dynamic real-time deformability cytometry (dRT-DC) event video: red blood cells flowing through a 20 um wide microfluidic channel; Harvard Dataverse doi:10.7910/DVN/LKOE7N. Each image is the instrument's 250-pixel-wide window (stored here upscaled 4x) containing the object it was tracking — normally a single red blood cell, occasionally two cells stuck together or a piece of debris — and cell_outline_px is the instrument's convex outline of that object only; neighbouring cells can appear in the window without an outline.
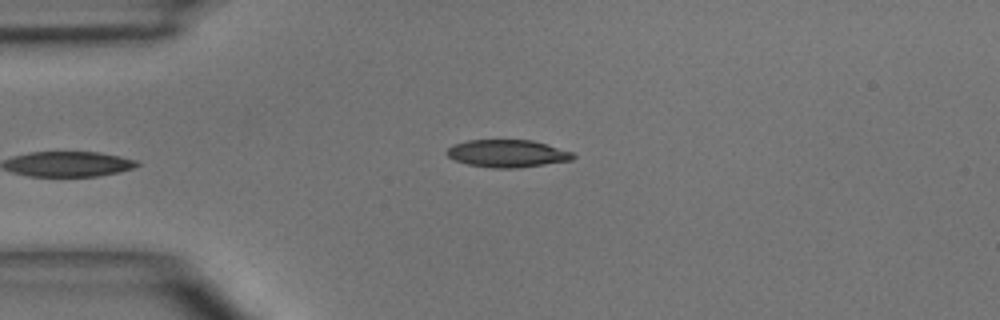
{"species": "common noctule bat (a hibernating species)", "species_latin": "Nyctalus noctula", "temperature_condition": "room temperature", "stored_images_in_passage": 4, "camera_frame_rate_fps": 3000, "um_per_image_px": 0.085, "animal": {"sex": "male", "body_mass_g": 15.6}, "frame": {"image": 1, "passage_image": 2, "time_ms": 2.0, "image_size_px": [1000, 320], "cell_outline_px": [[576, 156], [572, 160], [516, 168], [492, 168], [468, 164], [456, 160], [448, 156], [444, 152], [452, 144], [468, 140], [532, 140], [572, 152]], "centroid_in_image_um": [43.09, 13.04], "position_along_channel_um": 41.9, "area_um2": 20.11}}
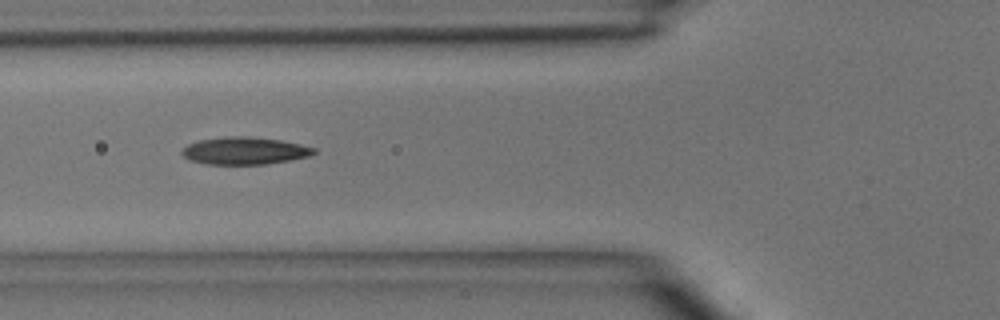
{"frame": {"image": 2, "passage_image": 4, "time_ms": 4.0, "image_size_px": [1000, 320], "cell_outline_px": [[316, 152], [308, 156], [268, 164], [208, 164], [188, 160], [180, 152], [188, 144], [200, 140], [224, 136], [248, 136], [280, 140], [300, 144], [316, 148]], "centroid_in_image_um": [20.77, 12.81], "position_along_channel_um": 105.0, "area_um2": 20.98}}